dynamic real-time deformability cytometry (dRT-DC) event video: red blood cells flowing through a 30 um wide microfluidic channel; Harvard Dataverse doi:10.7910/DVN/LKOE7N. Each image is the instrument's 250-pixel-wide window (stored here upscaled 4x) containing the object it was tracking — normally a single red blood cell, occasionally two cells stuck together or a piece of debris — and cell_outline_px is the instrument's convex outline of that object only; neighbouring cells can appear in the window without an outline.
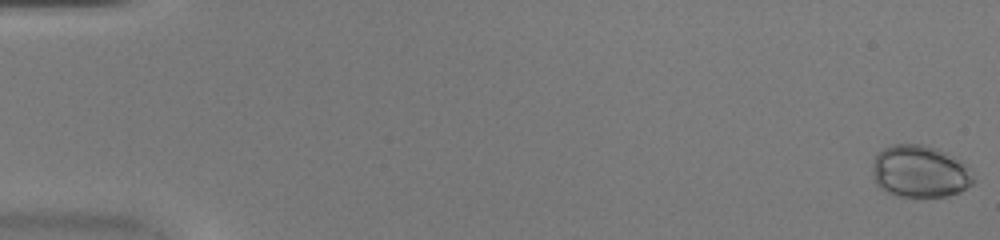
{"species": "common noctule bat (a hibernating species)", "species_latin": "Nyctalus noctula", "temperature_condition": "warm", "stored_images_in_passage": 50, "camera_frame_rate_fps": 3000, "um_per_image_px": 0.085, "animal": {"sex": "female", "body_mass_g": 20.0, "forearm_length_mm": 54.0}, "frame": {"image": 1, "passage_image": 1, "time_ms": 0.0, "image_size_px": [1000, 240], "cell_outline_px": [[976, 180], [972, 184], [960, 192], [948, 196], [896, 196], [880, 188], [876, 184], [872, 172], [872, 164], [876, 156], [884, 148], [892, 144], [920, 144], [936, 148], [960, 160]], "centroid_in_image_um": [78.17, 14.58], "position_along_channel_um": 6.8, "area_um2": 30.52}}
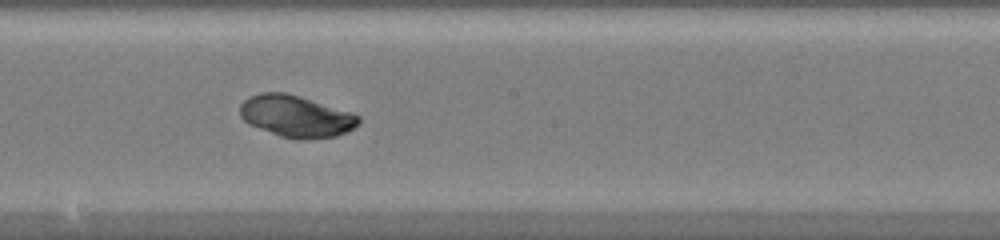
{"frame": {"image": 2, "passage_image": 28, "time_ms": 9.0, "image_size_px": [1000, 240], "cell_outline_px": [[360, 124], [348, 132], [336, 136], [304, 140], [300, 140], [280, 136], [248, 124], [240, 116], [240, 104], [248, 96], [260, 92], [284, 92], [300, 96], [352, 112], [360, 116]], "centroid_in_image_um": [25.18, 9.88], "position_along_channel_um": 223.0, "area_um2": 29.19}}
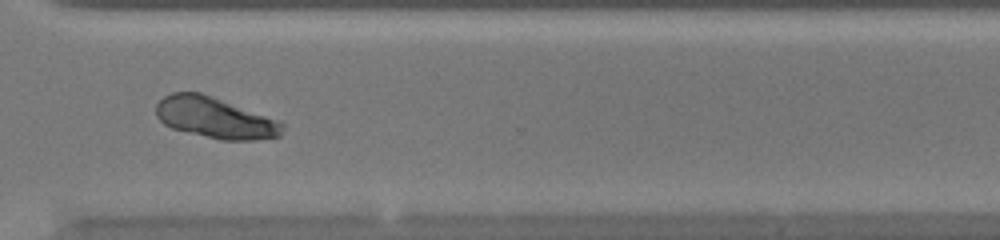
{"frame": {"image": 3, "passage_image": 37, "time_ms": 12.0, "image_size_px": [1000, 240], "cell_outline_px": [[284, 128], [280, 136], [256, 140], [220, 140], [172, 128], [164, 124], [156, 116], [156, 104], [164, 96], [172, 92], [200, 92], [212, 96], [280, 120], [284, 124]], "centroid_in_image_um": [18.3, 10.01], "position_along_channel_um": 352.3, "area_um2": 30.29}}